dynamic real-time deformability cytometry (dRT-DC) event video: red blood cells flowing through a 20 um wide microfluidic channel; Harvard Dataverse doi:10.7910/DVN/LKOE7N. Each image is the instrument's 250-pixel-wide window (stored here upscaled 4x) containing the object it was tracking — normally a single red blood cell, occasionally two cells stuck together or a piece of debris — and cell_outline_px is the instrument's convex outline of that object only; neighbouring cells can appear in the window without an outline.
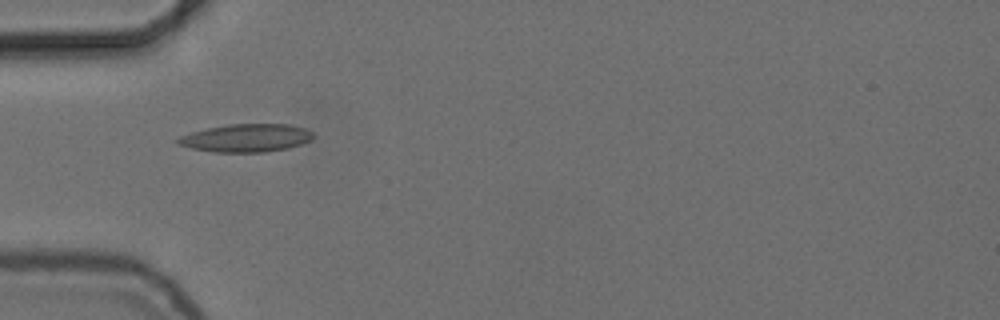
{"species": "common noctule bat (a hibernating species)", "species_latin": "Nyctalus noctula", "temperature_condition": "cold", "stored_images_in_passage": 35, "camera_frame_rate_fps": 3000, "um_per_image_px": 0.085, "animal": {"sex": "female", "body_mass_g": 24.6, "forearm_length_mm": 56.2}, "frame": {"image": 1, "passage_image": 2, "time_ms": 0.333, "image_size_px": [1000, 320], "cell_outline_px": [[316, 136], [312, 140], [288, 148], [268, 152], [212, 152], [192, 148], [176, 144], [176, 140], [180, 136], [192, 132], [208, 128], [228, 124], [288, 124], [308, 128]], "centroid_in_image_um": [20.97, 11.73], "position_along_channel_um": 64.0, "area_um2": 22.25}}
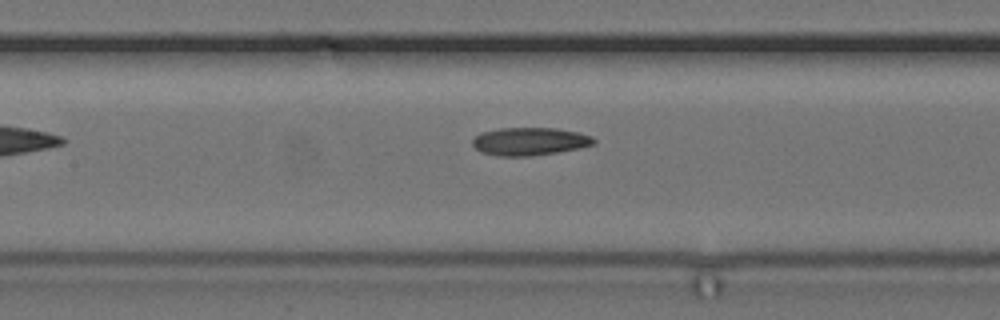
{"frame": {"image": 2, "passage_image": 10, "time_ms": 3.0, "image_size_px": [1000, 320], "cell_outline_px": [[596, 144], [580, 148], [560, 152], [532, 156], [496, 156], [480, 152], [472, 144], [472, 140], [480, 132], [500, 128], [556, 128], [580, 132], [592, 136], [596, 140]], "centroid_in_image_um": [45.05, 12.02], "position_along_channel_um": 162.4, "area_um2": 20.06}}
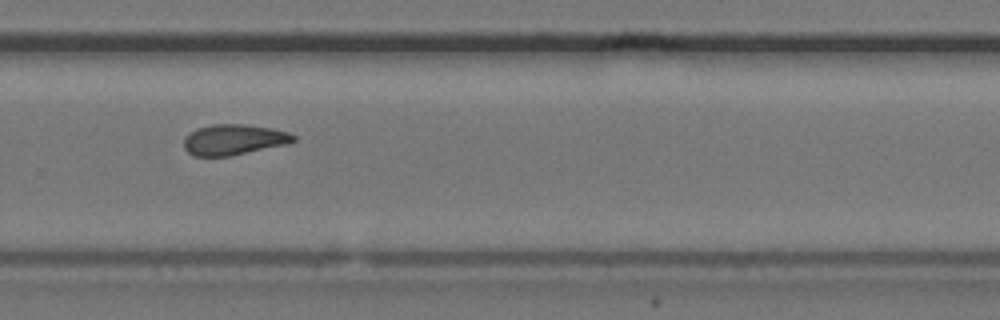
{"frame": {"image": 3, "passage_image": 22, "time_ms": 7.0, "image_size_px": [1000, 320], "cell_outline_px": [[296, 140], [288, 144], [232, 156], [192, 156], [184, 148], [184, 140], [196, 128], [212, 124], [244, 124], [272, 128], [288, 132], [296, 136]], "centroid_in_image_um": [19.9, 11.87], "position_along_channel_um": 309.9, "area_um2": 19.65}, "authors_computed_cell_mechanics": {"area_um2": 19.652, "velocity_mm_per_s": 3.7105, "shape_relaxation_time_tau1_ms": null, "shape_relaxation_time_tau2_ms": 4.2323, "deformation_change_tau1": null, "deformation_change_tau2": 0.111}}